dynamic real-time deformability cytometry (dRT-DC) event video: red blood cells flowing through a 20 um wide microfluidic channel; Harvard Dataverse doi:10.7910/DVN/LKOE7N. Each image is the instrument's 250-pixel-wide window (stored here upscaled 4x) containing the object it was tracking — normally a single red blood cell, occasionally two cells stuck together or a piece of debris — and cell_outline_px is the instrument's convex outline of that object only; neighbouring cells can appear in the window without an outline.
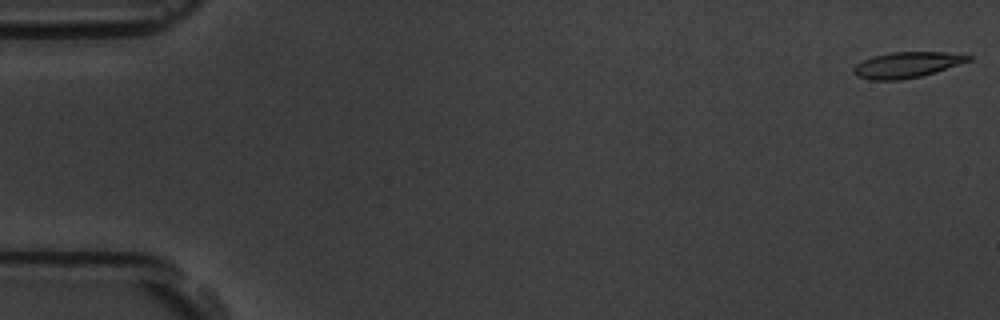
{"species": "common noctule bat (a hibernating species)", "species_latin": "Nyctalus noctula", "temperature_condition": "room temperature", "stored_images_in_passage": 10, "camera_frame_rate_fps": 3000, "um_per_image_px": 0.085, "animal": {"sex": "male", "body_mass_g": 19.5, "forearm_length_mm": 54.6}, "frame": {"image": 1, "passage_image": 1, "time_ms": 0.0, "image_size_px": [1000, 320], "cell_outline_px": [[972, 60], [920, 76], [900, 80], [872, 80], [856, 76], [852, 72], [852, 68], [856, 64], [872, 56], [892, 52], [944, 52], [972, 56]], "centroid_in_image_um": [77.02, 5.51], "position_along_channel_um": 8.0, "area_um2": 17.05}}